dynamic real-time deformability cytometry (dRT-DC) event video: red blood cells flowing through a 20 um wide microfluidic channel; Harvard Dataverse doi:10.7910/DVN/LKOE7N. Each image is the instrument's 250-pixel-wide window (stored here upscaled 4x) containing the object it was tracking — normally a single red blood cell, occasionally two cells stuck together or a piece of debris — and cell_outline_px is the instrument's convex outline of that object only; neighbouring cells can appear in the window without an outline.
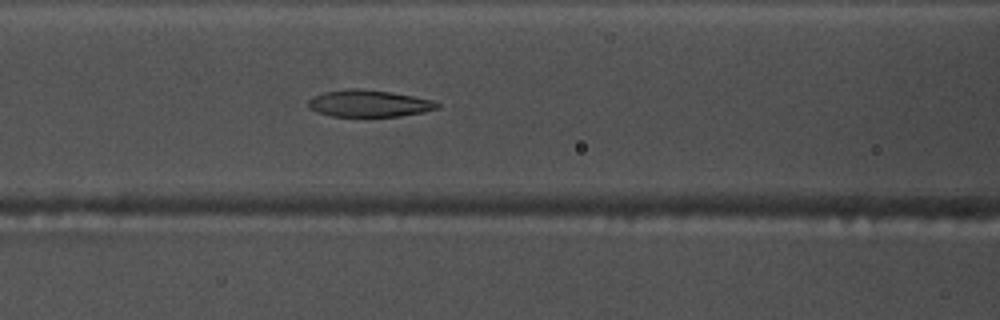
{"species": "common noctule bat (a hibernating species)", "species_latin": "Nyctalus noctula", "temperature_condition": "warm", "stored_images_in_passage": 32, "camera_frame_rate_fps": 3000, "um_per_image_px": 0.085, "animal": {"sex": "male", "body_mass_g": 17.5, "forearm_length_mm": 52.3}, "frame": {"image": 1, "passage_image": 12, "time_ms": 3.667, "image_size_px": [1000, 320], "cell_outline_px": [[440, 108], [424, 112], [400, 116], [332, 116], [316, 112], [308, 108], [308, 100], [312, 96], [324, 92], [348, 88], [360, 88], [392, 92], [432, 100], [440, 104]], "centroid_in_image_um": [31.34, 8.79], "position_along_channel_um": 135.3, "area_um2": 20.35}}
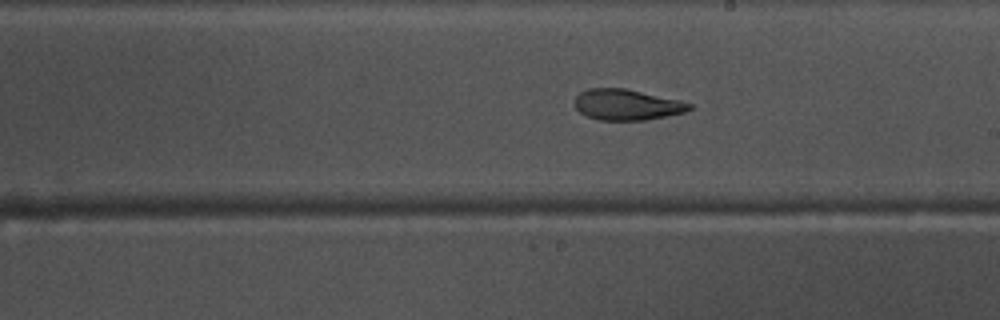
{"frame": {"image": 2, "passage_image": 20, "time_ms": 6.333, "image_size_px": [1000, 320], "cell_outline_px": [[692, 108], [684, 112], [644, 120], [596, 120], [580, 112], [576, 108], [576, 96], [580, 92], [588, 88], [624, 88], [680, 100], [692, 104]], "centroid_in_image_um": [53.27, 8.89], "position_along_channel_um": 235.7, "area_um2": 20.4}}
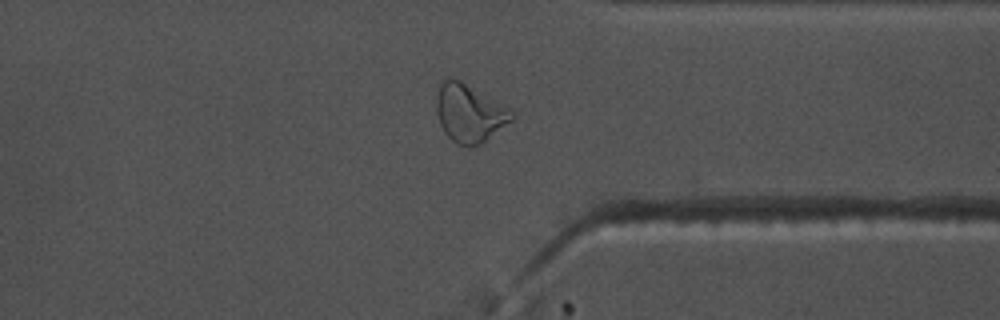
{"frame": {"image": 3, "passage_image": 31, "time_ms": 10.0, "image_size_px": [1000, 320], "cell_outline_px": [[516, 116], [512, 120], [480, 144], [472, 148], [468, 148], [456, 144], [444, 132], [440, 124], [436, 108], [436, 100], [440, 80], [448, 76], [452, 76], [460, 80], [508, 108]], "centroid_in_image_um": [39.85, 9.61], "position_along_channel_um": 371.6, "area_um2": 25.43}}